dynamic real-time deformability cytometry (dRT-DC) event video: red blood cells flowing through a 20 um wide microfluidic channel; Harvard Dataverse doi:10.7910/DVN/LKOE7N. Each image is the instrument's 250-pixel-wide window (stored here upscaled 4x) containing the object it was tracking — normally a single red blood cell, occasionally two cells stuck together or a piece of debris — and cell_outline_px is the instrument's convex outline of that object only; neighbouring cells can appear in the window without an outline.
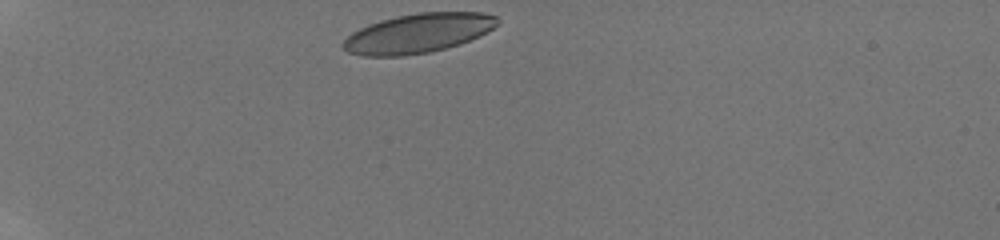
{"species": "human", "species_latin": "Homo sapiens", "temperature_condition": "room temperature", "stored_images_in_passage": 14, "camera_frame_rate_fps": 3000, "um_per_image_px": 0.085, "donor": {"sex": "male"}, "frame": {"image": 1, "passage_image": 1, "time_ms": 0.0, "image_size_px": [1000, 240], "cell_outline_px": [[500, 24], [480, 36], [460, 44], [428, 52], [404, 56], [360, 56], [348, 52], [340, 44], [352, 32], [368, 24], [380, 20], [396, 16], [416, 12], [484, 12], [496, 16], [500, 20]], "centroid_in_image_um": [35.55, 2.82], "position_along_channel_um": 49.5, "area_um2": 35.66}}
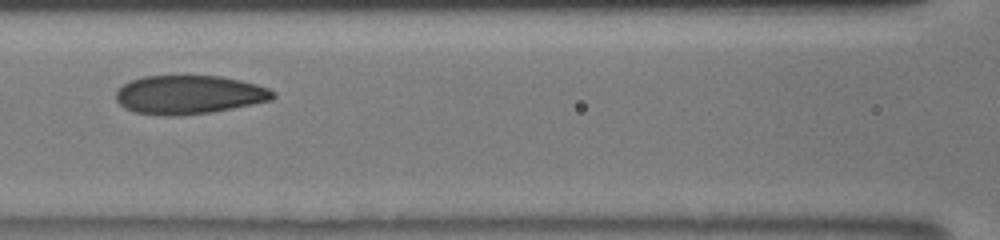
{"frame": {"image": 2, "passage_image": 10, "time_ms": 3.667, "image_size_px": [1000, 240], "cell_outline_px": [[276, 96], [272, 100], [212, 112], [176, 116], [164, 116], [136, 112], [124, 108], [116, 100], [116, 92], [124, 84], [132, 80], [144, 76], [220, 76], [240, 80], [256, 84], [268, 88], [276, 92]], "centroid_in_image_um": [16.08, 8.05], "position_along_channel_um": 150.5, "area_um2": 35.37}}
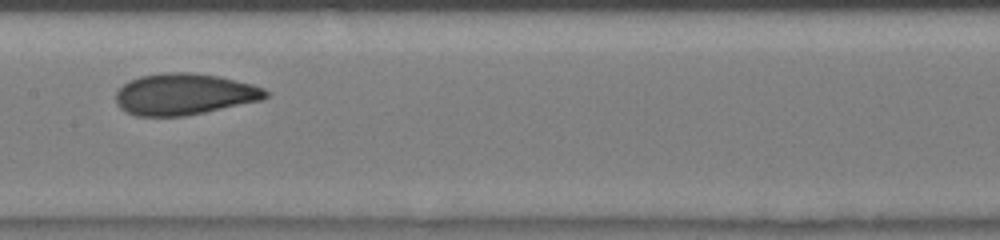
{"frame": {"image": 3, "passage_image": 12, "time_ms": 4.667, "image_size_px": [1000, 240], "cell_outline_px": [[268, 96], [260, 100], [204, 112], [184, 116], [136, 116], [124, 112], [116, 104], [116, 92], [124, 84], [140, 76], [164, 72], [188, 72], [220, 76], [252, 84], [264, 88], [268, 92]], "centroid_in_image_um": [15.63, 8.0], "position_along_channel_um": 191.8, "area_um2": 36.07}}